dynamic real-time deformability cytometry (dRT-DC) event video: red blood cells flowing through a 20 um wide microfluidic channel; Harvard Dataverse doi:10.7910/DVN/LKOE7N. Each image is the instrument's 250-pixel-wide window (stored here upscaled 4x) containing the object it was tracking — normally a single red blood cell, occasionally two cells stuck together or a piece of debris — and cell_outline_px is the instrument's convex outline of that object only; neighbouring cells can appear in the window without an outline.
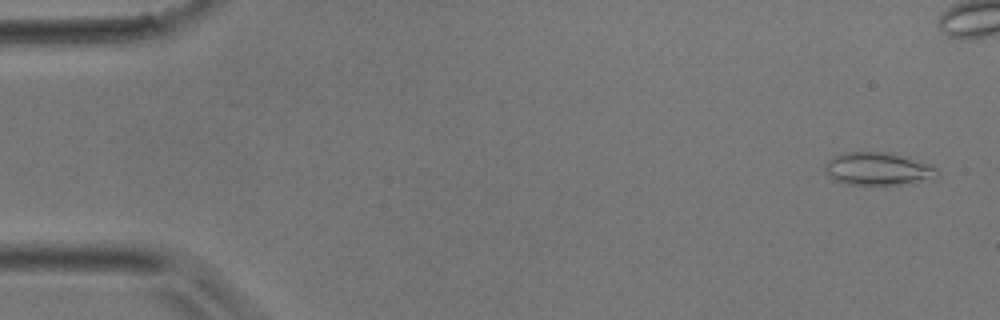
{"species": "common noctule bat (a hibernating species)", "species_latin": "Nyctalus noctula", "temperature_condition": "room temperature", "stored_images_in_passage": 46, "camera_frame_rate_fps": 3000, "um_per_image_px": 0.085, "animal": {"sex": "male", "body_mass_g": 17.9}, "frame": {"image": 1, "passage_image": 2, "time_ms": 0.333, "image_size_px": [1000, 320], "cell_outline_px": [[940, 172], [936, 176], [900, 184], [848, 184], [836, 180], [828, 176], [824, 172], [824, 164], [832, 156], [844, 152], [860, 148], [888, 152], [936, 168]], "centroid_in_image_um": [74.45, 14.29], "position_along_channel_um": 10.6, "area_um2": 21.39}}
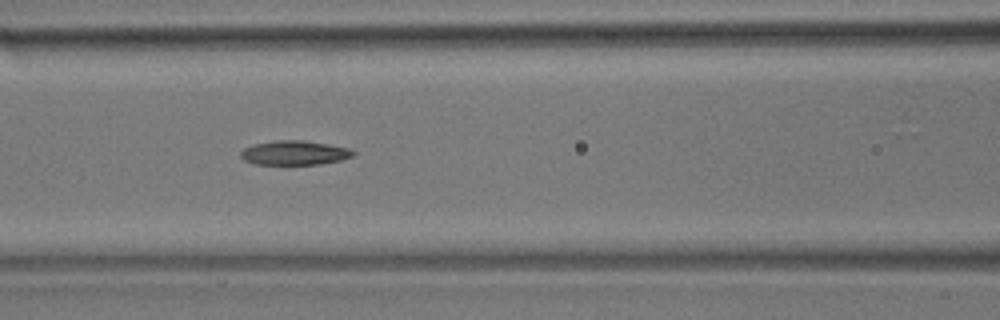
{"frame": {"image": 2, "passage_image": 19, "time_ms": 6.0, "image_size_px": [1000, 320], "cell_outline_px": [[356, 152], [352, 156], [340, 160], [320, 164], [256, 164], [244, 160], [240, 156], [240, 152], [244, 148], [256, 144], [272, 140], [304, 140], [328, 144], [348, 148]], "centroid_in_image_um": [25.02, 12.98], "position_along_channel_um": 141.6, "area_um2": 15.84}}
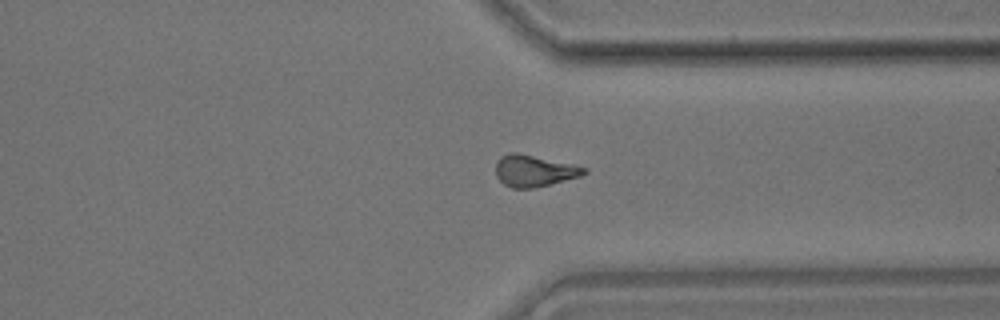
{"frame": {"image": 3, "passage_image": 34, "time_ms": 11.0, "image_size_px": [1000, 320], "cell_outline_px": [[588, 172], [580, 176], [532, 188], [512, 188], [504, 184], [496, 176], [496, 160], [500, 156], [508, 152], [516, 152], [572, 164], [588, 168]], "centroid_in_image_um": [45.37, 14.5], "position_along_channel_um": 366.0, "area_um2": 16.13}}